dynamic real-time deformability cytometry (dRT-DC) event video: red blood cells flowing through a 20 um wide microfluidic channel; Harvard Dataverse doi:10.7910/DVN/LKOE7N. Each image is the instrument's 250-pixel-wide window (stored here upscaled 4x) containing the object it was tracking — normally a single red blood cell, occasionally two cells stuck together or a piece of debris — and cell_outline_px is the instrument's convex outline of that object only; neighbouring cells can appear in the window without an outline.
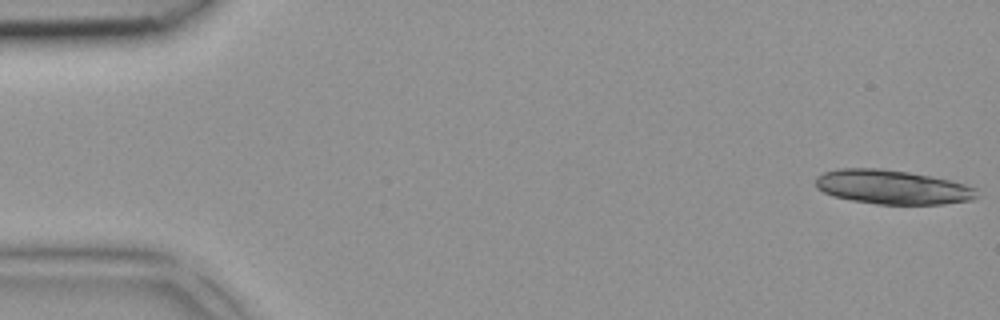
{"species": "common noctule bat (a hibernating species)", "species_latin": "Nyctalus noctula", "temperature_condition": "room temperature", "stored_images_in_passage": 2, "camera_frame_rate_fps": 3000, "um_per_image_px": 0.085, "animal": {"sex": "female", "body_mass_g": 18.4}, "frame": {"image": 1, "passage_image": 1, "time_ms": 0.0, "image_size_px": [1000, 320], "cell_outline_px": [[976, 196], [972, 200], [944, 204], [876, 204], [852, 200], [832, 196], [816, 188], [816, 176], [824, 172], [836, 168], [880, 168], [908, 172], [932, 176], [952, 180], [976, 188]], "centroid_in_image_um": [75.82, 15.89], "position_along_channel_um": 9.2, "area_um2": 32.25}}